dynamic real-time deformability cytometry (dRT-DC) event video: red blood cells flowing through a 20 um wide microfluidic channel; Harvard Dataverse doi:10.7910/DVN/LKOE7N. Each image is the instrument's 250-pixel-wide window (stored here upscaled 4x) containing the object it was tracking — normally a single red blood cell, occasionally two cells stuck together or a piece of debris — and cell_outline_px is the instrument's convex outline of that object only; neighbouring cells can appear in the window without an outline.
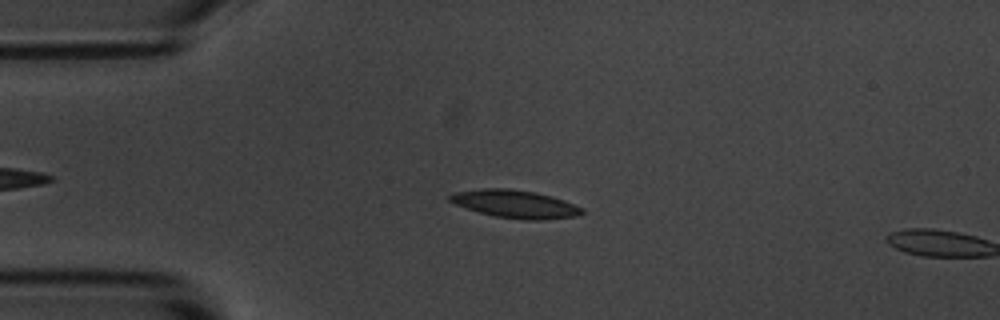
{"species": "common noctule bat (a hibernating species)", "species_latin": "Nyctalus noctula", "temperature_condition": "room temperature", "stored_images_in_passage": 5, "camera_frame_rate_fps": 3000, "um_per_image_px": 0.085, "animal": {"sex": "male", "body_mass_g": 20.1, "forearm_length_mm": 53.5}, "frame": {"image": 1, "passage_image": 4, "time_ms": 1.0, "image_size_px": [1000, 320], "cell_outline_px": [[584, 212], [580, 216], [540, 220], [524, 220], [496, 216], [480, 212], [456, 204], [448, 200], [448, 196], [452, 192], [484, 188], [512, 188], [536, 192], [552, 196], [564, 200], [584, 208]], "centroid_in_image_um": [43.83, 17.33], "position_along_channel_um": 41.2, "area_um2": 21.62}}